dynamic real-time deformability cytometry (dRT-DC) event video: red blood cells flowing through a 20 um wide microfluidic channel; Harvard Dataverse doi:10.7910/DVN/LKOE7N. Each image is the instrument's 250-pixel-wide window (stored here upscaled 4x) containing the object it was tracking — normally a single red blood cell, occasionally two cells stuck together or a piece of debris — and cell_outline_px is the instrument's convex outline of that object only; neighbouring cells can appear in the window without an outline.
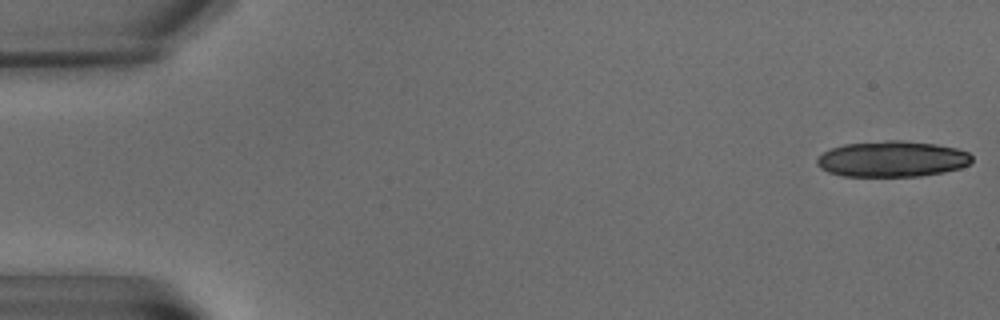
{"species": "common noctule bat (a hibernating species)", "species_latin": "Nyctalus noctula", "temperature_condition": "warm", "stored_images_in_passage": 5, "camera_frame_rate_fps": 3000, "um_per_image_px": 0.085, "animal": {"sex": "male", "body_mass_g": 15.6}, "frame": {"image": 1, "passage_image": 1, "time_ms": 0.0, "image_size_px": [1000, 320], "cell_outline_px": [[972, 160], [968, 164], [960, 168], [944, 172], [920, 176], [844, 176], [828, 172], [820, 168], [816, 164], [816, 160], [824, 152], [832, 148], [844, 144], [884, 140], [900, 140], [936, 144], [956, 148], [968, 152], [972, 156]], "centroid_in_image_um": [75.83, 13.51], "position_along_channel_um": 9.2, "area_um2": 32.43}}